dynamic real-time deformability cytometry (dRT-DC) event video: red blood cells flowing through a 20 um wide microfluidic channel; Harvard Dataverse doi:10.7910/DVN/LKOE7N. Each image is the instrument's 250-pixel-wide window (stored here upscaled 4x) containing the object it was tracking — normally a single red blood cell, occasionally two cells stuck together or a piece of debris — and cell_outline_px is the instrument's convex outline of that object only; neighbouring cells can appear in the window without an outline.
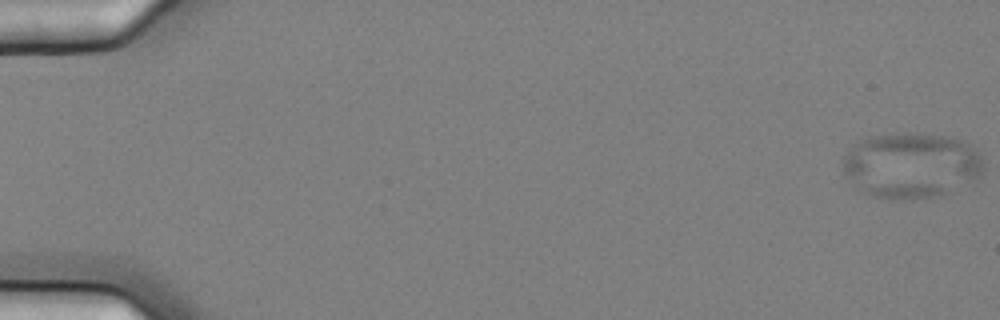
{"species": "common noctule bat (a hibernating species)", "species_latin": "Nyctalus noctula", "temperature_condition": "cold", "stored_images_in_passage": 7, "camera_frame_rate_fps": 3000, "um_per_image_px": 0.085, "animal": {"sex": "female", "body_mass_g": 25.1}, "frame": {"image": 1, "passage_image": 1, "time_ms": 0.0, "image_size_px": [1000, 320], "cell_outline_px": [[984, 168], [976, 176], [944, 192], [928, 196], [892, 200], [876, 196], [856, 188], [844, 172], [844, 156], [852, 144], [860, 140], [872, 136], [904, 132], [908, 132], [948, 136], [960, 140], [976, 148], [984, 164]], "centroid_in_image_um": [77.39, 14.0], "position_along_channel_um": 7.6, "area_um2": 52.66}}